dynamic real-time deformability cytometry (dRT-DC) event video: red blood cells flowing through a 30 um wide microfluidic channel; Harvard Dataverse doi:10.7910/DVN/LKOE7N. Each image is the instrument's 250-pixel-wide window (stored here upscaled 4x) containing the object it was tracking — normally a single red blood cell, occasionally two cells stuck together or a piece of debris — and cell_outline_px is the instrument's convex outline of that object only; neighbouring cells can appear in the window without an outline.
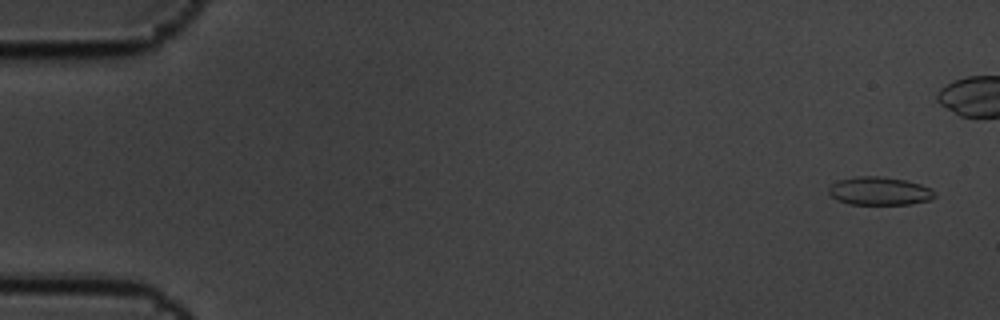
{"species": "common noctule bat (a hibernating species)", "species_latin": "Nyctalus noctula", "temperature_condition": "cold", "stored_images_in_passage": 17, "camera_frame_rate_fps": 3000, "um_per_image_px": 0.085, "animal": {"sex": "male", "body_mass_g": 19.5, "forearm_length_mm": 54.6}, "frame": {"image": 1, "passage_image": 1, "time_ms": 0.0, "image_size_px": [1000, 320], "cell_outline_px": [[936, 196], [928, 200], [912, 204], [848, 204], [836, 200], [828, 192], [828, 188], [836, 180], [856, 176], [880, 176], [904, 180], [920, 184], [932, 188], [936, 192]], "centroid_in_image_um": [74.74, 16.23], "position_along_channel_um": 10.3, "area_um2": 17.57}}
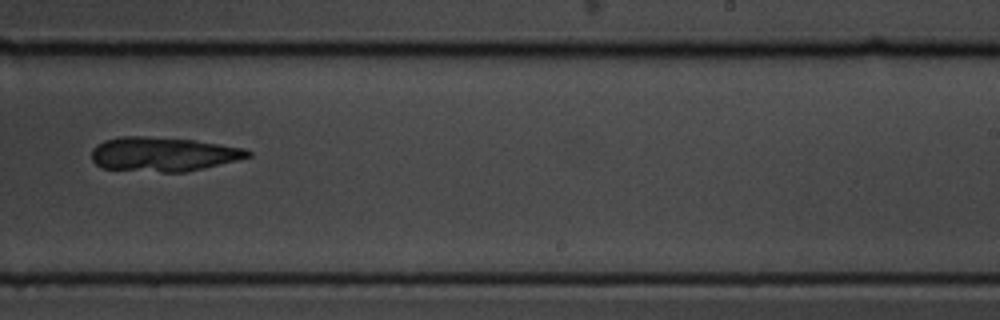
{"frame": {"image": 2, "passage_image": 12, "time_ms": 3.667, "image_size_px": [1000, 320], "cell_outline_px": [[252, 156], [236, 160], [184, 172], [160, 172], [104, 168], [96, 164], [92, 160], [92, 148], [96, 144], [104, 140], [120, 136], [144, 136], [196, 140], [244, 148], [252, 152]], "centroid_in_image_um": [13.85, 13.09], "position_along_channel_um": 275.2, "area_um2": 31.1}}